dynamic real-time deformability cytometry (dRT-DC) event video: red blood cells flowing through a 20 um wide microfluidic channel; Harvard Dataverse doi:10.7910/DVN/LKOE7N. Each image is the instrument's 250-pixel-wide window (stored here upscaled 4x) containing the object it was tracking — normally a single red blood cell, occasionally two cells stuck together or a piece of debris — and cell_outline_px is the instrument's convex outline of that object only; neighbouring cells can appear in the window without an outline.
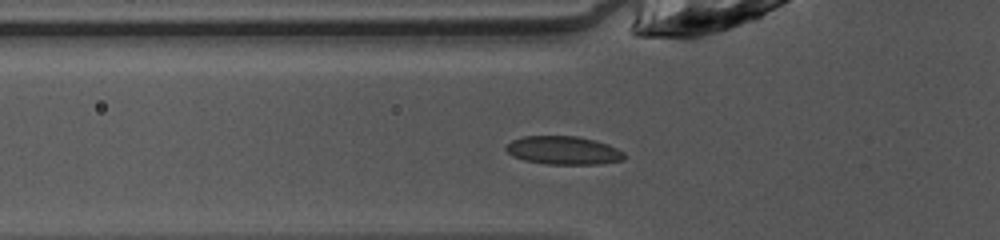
{"species": "common noctule bat (a hibernating species)", "species_latin": "Nyctalus noctula", "temperature_condition": "warm", "stored_images_in_passage": 39, "camera_frame_rate_fps": 3000, "um_per_image_px": 0.085, "animal": {"sex": "female", "body_mass_g": 10.0, "forearm_length_mm": 53.1}, "frame": {"image": 1, "passage_image": 6, "time_ms": 1.667, "image_size_px": [1000, 240], "cell_outline_px": [[624, 160], [600, 164], [548, 164], [524, 160], [512, 156], [504, 148], [512, 140], [524, 136], [576, 136], [608, 144], [624, 152]], "centroid_in_image_um": [47.88, 12.79], "position_along_channel_um": 77.9, "area_um2": 19.42}}
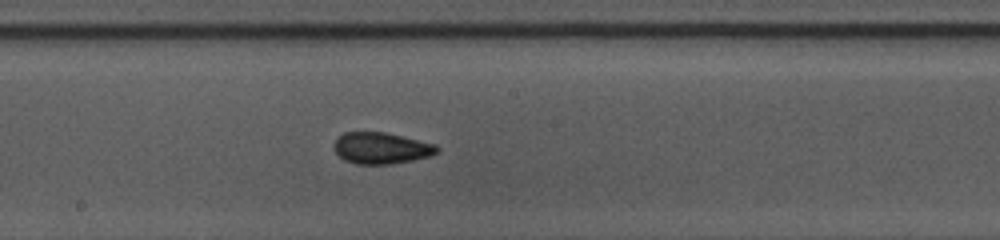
{"frame": {"image": 2, "passage_image": 16, "time_ms": 5.0, "image_size_px": [1000, 240], "cell_outline_px": [[440, 148], [432, 156], [392, 164], [356, 164], [344, 160], [336, 152], [336, 136], [344, 132], [384, 132], [436, 144]], "centroid_in_image_um": [32.42, 12.59], "position_along_channel_um": 215.8, "area_um2": 18.79}}
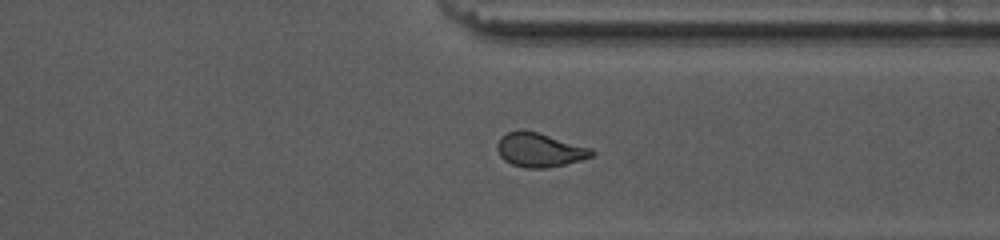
{"frame": {"image": 3, "passage_image": 27, "time_ms": 8.667, "image_size_px": [1000, 240], "cell_outline_px": [[596, 152], [592, 156], [580, 160], [548, 168], [528, 168], [512, 164], [504, 160], [500, 156], [496, 148], [496, 144], [500, 136], [508, 132], [536, 132], [592, 148]], "centroid_in_image_um": [45.86, 12.77], "position_along_channel_um": 365.5, "area_um2": 18.38}, "authors_computed_cell_mechanics": {"area_um2": 18.9584, "velocity_mm_per_s": 4.0944, "shape_relaxation_time_tau1_ms": 9.2846, "shape_relaxation_time_tau2_ms": 1.4907, "deformation_change_tau1": 0.207, "deformation_change_tau2": 0.0763}}